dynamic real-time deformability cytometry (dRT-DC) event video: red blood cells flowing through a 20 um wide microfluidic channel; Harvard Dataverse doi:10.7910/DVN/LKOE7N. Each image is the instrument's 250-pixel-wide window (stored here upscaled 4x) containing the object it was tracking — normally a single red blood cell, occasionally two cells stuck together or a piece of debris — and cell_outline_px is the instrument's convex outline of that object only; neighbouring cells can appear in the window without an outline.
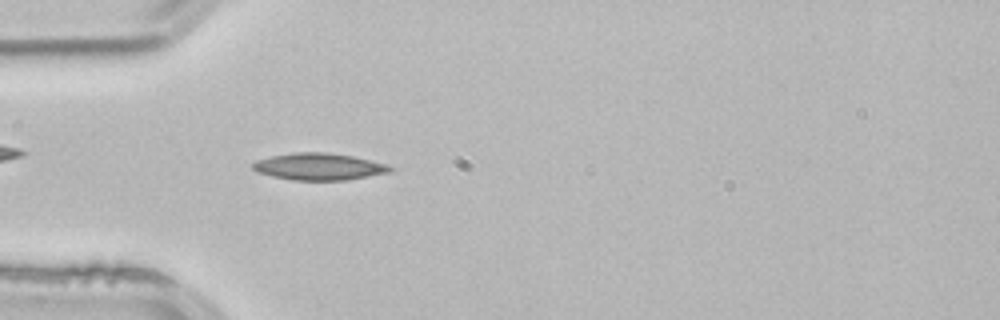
{"species": "common noctule bat (a hibernating species)", "species_latin": "Nyctalus noctula", "temperature_condition": "room temperature", "stored_images_in_passage": 4, "camera_frame_rate_fps": 3000, "um_per_image_px": 0.085, "animal": {"sex": "male", "body_mass_g": 21.5, "forearm_length_mm": 52.0}, "frame": {"image": 1, "passage_image": 4, "time_ms": 1.0, "image_size_px": [1000, 320], "cell_outline_px": [[396, 168], [392, 172], [348, 180], [292, 180], [272, 176], [256, 172], [252, 168], [252, 164], [256, 160], [272, 156], [296, 152], [328, 152], [352, 156], [388, 164]], "centroid_in_image_um": [27.15, 14.16], "position_along_channel_um": 57.8, "area_um2": 21.73}}